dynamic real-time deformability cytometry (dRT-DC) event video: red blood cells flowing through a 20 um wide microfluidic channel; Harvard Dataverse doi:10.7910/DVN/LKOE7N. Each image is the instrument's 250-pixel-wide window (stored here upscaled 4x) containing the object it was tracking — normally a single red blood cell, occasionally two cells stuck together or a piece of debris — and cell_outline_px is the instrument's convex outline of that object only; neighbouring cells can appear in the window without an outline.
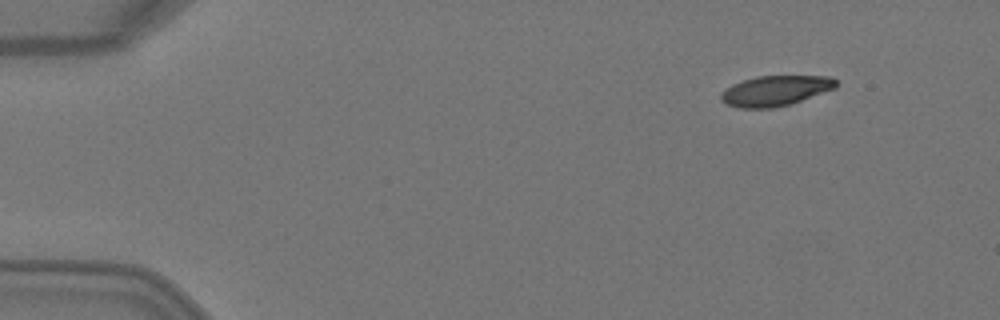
{"species": "Egyptian fruit bat (a non-hibernating species)", "species_latin": "Rousettus aegyptiacus", "temperature_condition": "warm", "stored_images_in_passage": 4, "camera_frame_rate_fps": 3000, "um_per_image_px": 0.085, "animal": {"sex": "female"}, "frame": {"image": 1, "passage_image": 1, "time_ms": 0.0, "image_size_px": [1000, 320], "cell_outline_px": [[836, 88], [788, 104], [772, 108], [740, 108], [728, 104], [720, 100], [720, 96], [732, 84], [756, 76], [832, 76], [836, 80]], "centroid_in_image_um": [65.91, 7.7], "position_along_channel_um": 19.1, "area_um2": 19.94}}